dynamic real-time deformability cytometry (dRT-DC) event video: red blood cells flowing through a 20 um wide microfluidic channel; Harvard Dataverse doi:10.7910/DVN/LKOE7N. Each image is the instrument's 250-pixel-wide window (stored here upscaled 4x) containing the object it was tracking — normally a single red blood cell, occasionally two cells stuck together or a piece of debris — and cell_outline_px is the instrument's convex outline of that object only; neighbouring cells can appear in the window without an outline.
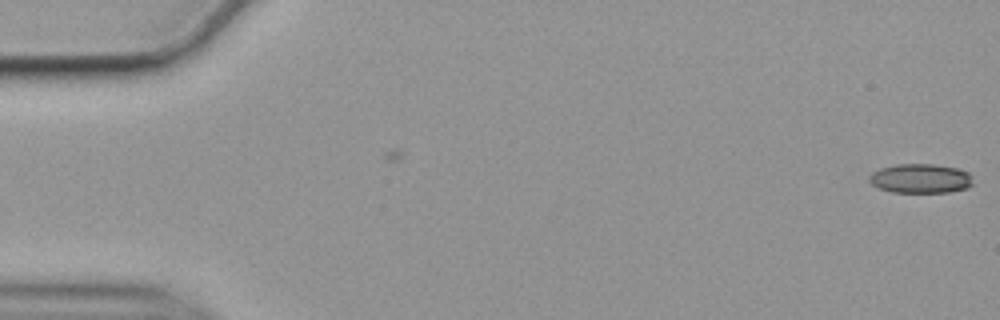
{"species": "common noctule bat (a hibernating species)", "species_latin": "Nyctalus noctula", "temperature_condition": "cold", "stored_images_in_passage": 5, "camera_frame_rate_fps": 3000, "um_per_image_px": 0.085, "animal": {"sex": "female", "body_mass_g": 19.9}, "frame": {"image": 1, "passage_image": 5, "time_ms": 1.333, "image_size_px": [1000, 320], "cell_outline_px": [[972, 184], [968, 188], [948, 192], [892, 192], [880, 188], [872, 184], [868, 180], [868, 176], [872, 172], [880, 168], [896, 164], [932, 164], [960, 168], [968, 172], [972, 176]], "centroid_in_image_um": [78.25, 15.16], "position_along_channel_um": 6.7, "area_um2": 17.86}}